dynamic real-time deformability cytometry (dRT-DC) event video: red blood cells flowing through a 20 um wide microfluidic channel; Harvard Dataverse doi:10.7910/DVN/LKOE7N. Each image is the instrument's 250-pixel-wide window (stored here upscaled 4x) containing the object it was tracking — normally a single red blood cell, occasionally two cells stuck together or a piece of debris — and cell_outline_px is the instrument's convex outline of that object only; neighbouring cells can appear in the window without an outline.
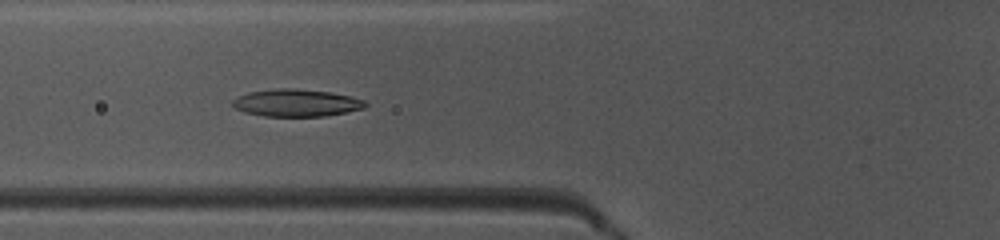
{"species": "common noctule bat (a hibernating species)", "species_latin": "Nyctalus noctula", "temperature_condition": "warm", "stored_images_in_passage": 39, "camera_frame_rate_fps": 3000, "um_per_image_px": 0.085, "animal": {"sex": "female", "body_mass_g": 10.0, "forearm_length_mm": 53.1}, "frame": {"image": 1, "passage_image": 9, "time_ms": 2.667, "image_size_px": [1000, 240], "cell_outline_px": [[368, 104], [364, 108], [324, 116], [264, 116], [244, 112], [236, 108], [232, 104], [232, 100], [236, 96], [248, 92], [280, 88], [292, 88], [328, 92], [348, 96], [364, 100]], "centroid_in_image_um": [25.14, 8.74], "position_along_channel_um": 100.7, "area_um2": 20.92}}
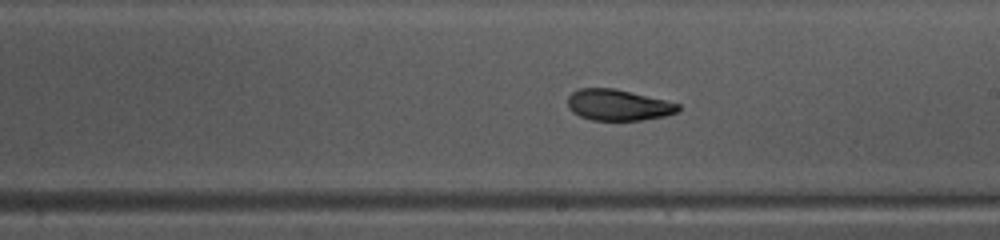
{"frame": {"image": 2, "passage_image": 19, "time_ms": 6.0, "image_size_px": [1000, 240], "cell_outline_px": [[680, 112], [664, 116], [640, 120], [592, 120], [580, 116], [572, 112], [568, 108], [568, 96], [572, 92], [580, 88], [612, 88], [664, 100], [680, 104]], "centroid_in_image_um": [52.53, 8.93], "position_along_channel_um": 236.5, "area_um2": 19.88}}
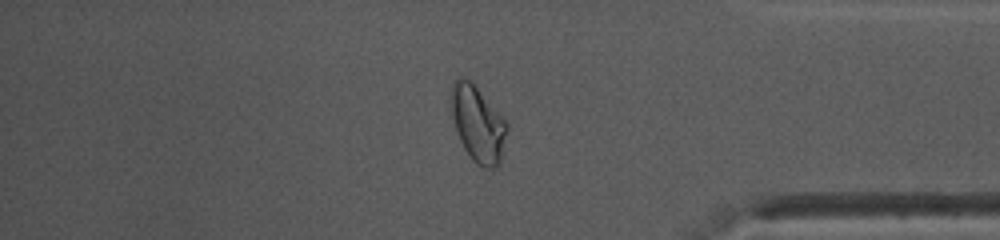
{"frame": {"image": 3, "passage_image": 32, "time_ms": 10.333, "image_size_px": [1000, 240], "cell_outline_px": [[508, 128], [500, 164], [496, 168], [484, 168], [476, 164], [472, 160], [464, 148], [460, 140], [448, 108], [452, 84], [460, 76], [464, 76], [472, 80], [508, 124]], "centroid_in_image_um": [40.58, 10.5], "position_along_channel_um": 394.6, "area_um2": 25.26}, "authors_computed_cell_mechanics": {"area_um2": 20.9814, "velocity_mm_per_s": 4.0533, "shape_relaxation_time_tau1_ms": 3.2546, "shape_relaxation_time_tau2_ms": 1.457, "deformation_change_tau1": 0.1564, "deformation_change_tau2": 0.0836}}